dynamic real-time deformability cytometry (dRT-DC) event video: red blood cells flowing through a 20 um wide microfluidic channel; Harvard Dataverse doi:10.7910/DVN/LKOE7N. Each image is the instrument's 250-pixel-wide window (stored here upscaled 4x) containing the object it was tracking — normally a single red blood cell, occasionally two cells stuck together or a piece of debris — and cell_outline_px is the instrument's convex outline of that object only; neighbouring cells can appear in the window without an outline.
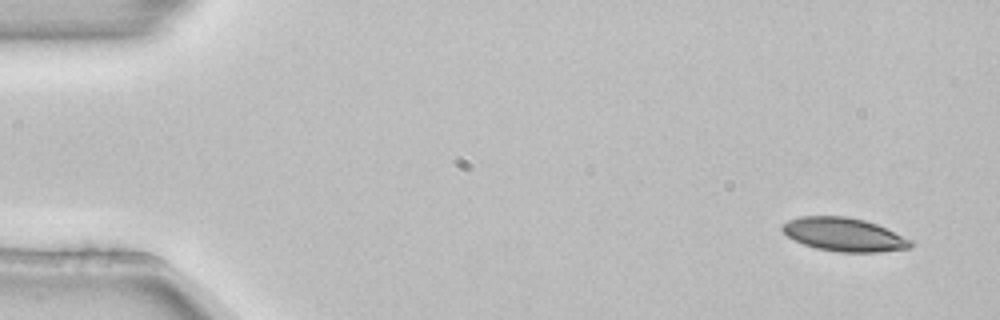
{"species": "common noctule bat (a hibernating species)", "species_latin": "Nyctalus noctula", "temperature_condition": "room temperature", "stored_images_in_passage": 3, "camera_frame_rate_fps": 3000, "um_per_image_px": 0.085, "animal": {"sex": "female", "body_mass_g": 22.7, "forearm_length_mm": 54.2}, "frame": {"image": 1, "passage_image": 1, "time_ms": 0.0, "image_size_px": [1000, 320], "cell_outline_px": [[912, 248], [880, 252], [840, 252], [816, 248], [804, 244], [788, 236], [780, 228], [780, 224], [788, 220], [800, 216], [848, 216], [864, 220], [876, 224], [912, 240]], "centroid_in_image_um": [71.73, 19.93], "position_along_channel_um": 13.3, "area_um2": 25.03}}
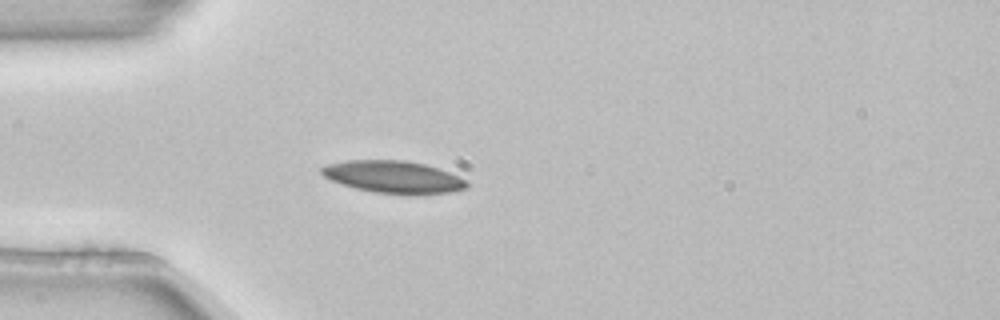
{"frame": {"image": 2, "passage_image": 3, "time_ms": 0.667, "image_size_px": [1000, 320], "cell_outline_px": [[468, 188], [448, 192], [376, 192], [356, 188], [332, 180], [324, 176], [320, 172], [320, 168], [328, 164], [348, 160], [404, 160], [424, 164], [448, 172], [464, 180], [468, 184]], "centroid_in_image_um": [33.38, 15.0], "position_along_channel_um": 51.6, "area_um2": 26.13}}